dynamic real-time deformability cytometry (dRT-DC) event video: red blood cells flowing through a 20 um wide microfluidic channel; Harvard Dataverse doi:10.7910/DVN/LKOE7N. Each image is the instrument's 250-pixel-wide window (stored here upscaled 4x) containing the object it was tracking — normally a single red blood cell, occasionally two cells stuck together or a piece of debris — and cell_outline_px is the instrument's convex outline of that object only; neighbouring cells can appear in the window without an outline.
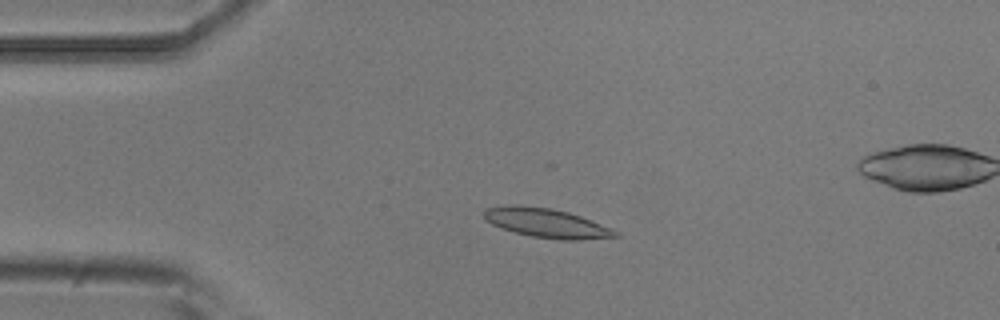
{"species": "common noctule bat (a hibernating species)", "species_latin": "Nyctalus noctula", "temperature_condition": "room temperature", "stored_images_in_passage": 55, "camera_frame_rate_fps": 3000, "um_per_image_px": 0.085, "animal": {"sex": "male", "body_mass_g": 20.5, "forearm_length_mm": 52.5}, "frame": {"image": 1, "passage_image": 12, "time_ms": 3.667, "image_size_px": [1000, 320], "cell_outline_px": [[620, 236], [580, 240], [560, 240], [532, 236], [500, 228], [484, 220], [484, 208], [508, 204], [520, 204], [552, 208], [568, 212], [580, 216], [620, 232]], "centroid_in_image_um": [46.41, 18.94], "position_along_channel_um": 38.6, "area_um2": 22.54}}
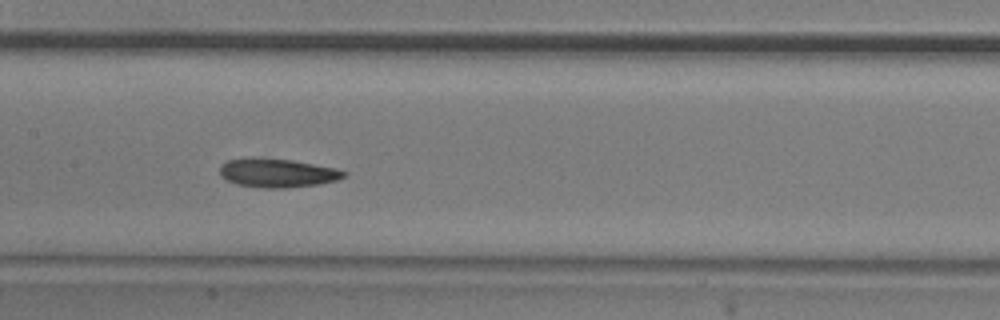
{"frame": {"image": 2, "passage_image": 26, "time_ms": 8.333, "image_size_px": [1000, 320], "cell_outline_px": [[348, 172], [344, 176], [336, 180], [320, 184], [284, 188], [260, 188], [236, 184], [220, 176], [220, 168], [228, 160], [252, 156], [264, 156], [292, 160], [336, 168]], "centroid_in_image_um": [23.56, 14.68], "position_along_channel_um": 183.8, "area_um2": 21.15}}
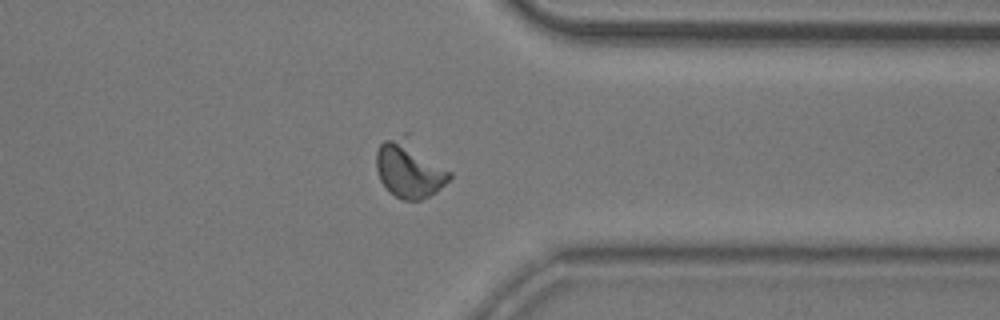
{"frame": {"image": 3, "passage_image": 42, "time_ms": 13.667, "image_size_px": [1000, 320], "cell_outline_px": [[452, 176], [436, 192], [420, 200], [404, 200], [388, 192], [380, 180], [376, 168], [376, 152], [380, 144], [384, 140], [404, 132], [408, 132], [452, 172]], "centroid_in_image_um": [34.81, 14.3], "position_along_channel_um": 376.6, "area_um2": 25.32}, "authors_computed_cell_mechanics": {"area_um2": 21.0392, "velocity_mm_per_s": 3.72, "shape_relaxation_time_tau1_ms": 5.6749, "shape_relaxation_time_tau2_ms": 4.3391, "deformation_change_tau1": 0.1617, "deformation_change_tau2": 0.1096}}